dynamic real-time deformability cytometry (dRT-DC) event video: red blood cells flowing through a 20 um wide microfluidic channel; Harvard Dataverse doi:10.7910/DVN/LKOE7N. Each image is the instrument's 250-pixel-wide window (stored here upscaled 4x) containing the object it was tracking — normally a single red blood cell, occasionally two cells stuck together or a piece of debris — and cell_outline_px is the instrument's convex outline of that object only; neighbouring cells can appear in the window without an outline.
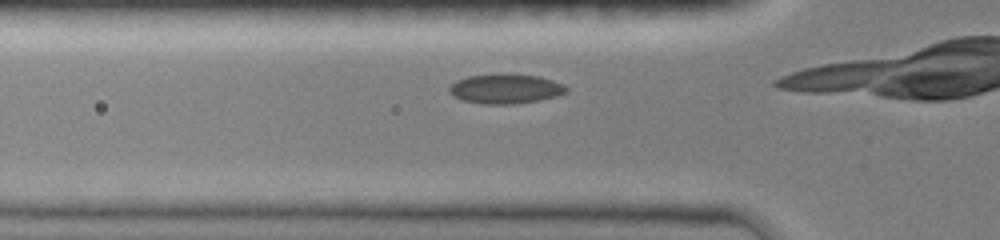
{"species": "common noctule bat (a hibernating species)", "species_latin": "Nyctalus noctula", "temperature_condition": "room temperature", "stored_images_in_passage": 6, "camera_frame_rate_fps": 3000, "um_per_image_px": 0.085, "animal": {"sex": "female", "body_mass_g": 19.0, "forearm_length_mm": 51.5}, "frame": {"image": 1, "passage_image": 3, "time_ms": 1.0, "image_size_px": [1000, 240], "cell_outline_px": [[568, 92], [556, 96], [540, 100], [512, 104], [480, 104], [464, 100], [452, 96], [448, 92], [448, 88], [456, 80], [468, 76], [536, 76], [552, 80], [568, 88]], "centroid_in_image_um": [42.93, 7.59], "position_along_channel_um": 82.9, "area_um2": 19.48}}